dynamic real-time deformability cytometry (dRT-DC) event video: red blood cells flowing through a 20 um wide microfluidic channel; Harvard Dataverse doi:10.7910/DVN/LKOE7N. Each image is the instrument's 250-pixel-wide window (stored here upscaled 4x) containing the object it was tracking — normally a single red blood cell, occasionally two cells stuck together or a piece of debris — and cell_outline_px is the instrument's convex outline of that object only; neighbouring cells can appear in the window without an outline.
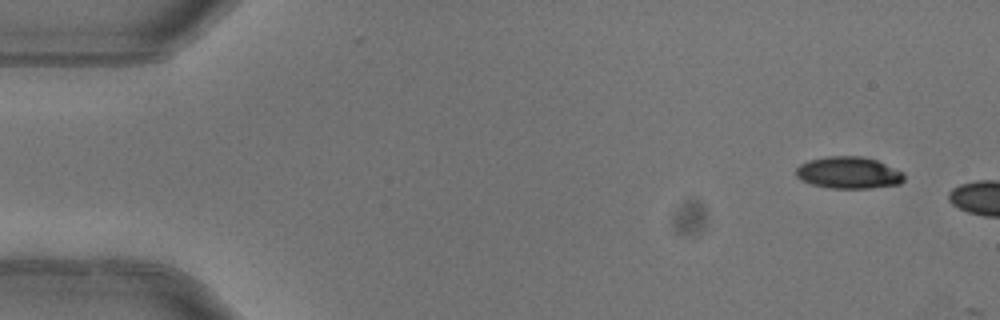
{"species": "common noctule bat (a hibernating species)", "species_latin": "Nyctalus noctula", "temperature_condition": "warm", "stored_images_in_passage": 2, "camera_frame_rate_fps": 3000, "um_per_image_px": 0.085, "animal": {"sex": "female"}, "frame": {"image": 1, "passage_image": 1, "time_ms": 0.0, "image_size_px": [1000, 320], "cell_outline_px": [[904, 180], [900, 184], [872, 188], [828, 188], [812, 184], [800, 180], [796, 176], [796, 168], [800, 164], [808, 160], [828, 156], [860, 156], [876, 160], [904, 172]], "centroid_in_image_um": [72.13, 14.68], "position_along_channel_um": 12.9, "area_um2": 20.17}}